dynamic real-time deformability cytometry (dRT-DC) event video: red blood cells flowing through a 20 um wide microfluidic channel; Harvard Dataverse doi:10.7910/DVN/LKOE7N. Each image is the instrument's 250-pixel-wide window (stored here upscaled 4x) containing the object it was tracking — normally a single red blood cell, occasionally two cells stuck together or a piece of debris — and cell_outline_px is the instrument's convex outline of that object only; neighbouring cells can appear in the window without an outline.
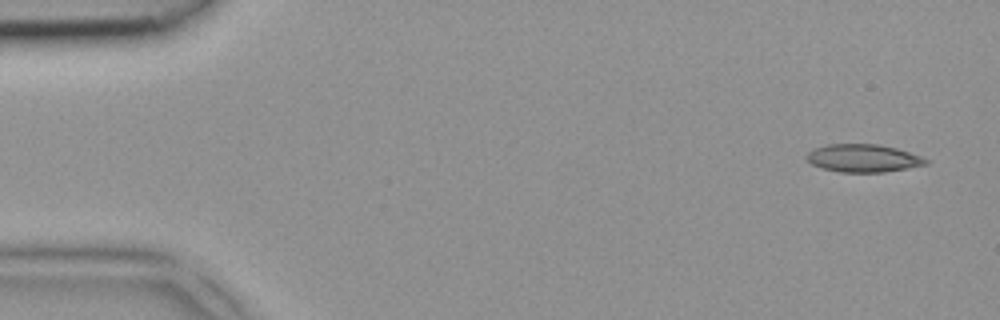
{"species": "common noctule bat (a hibernating species)", "species_latin": "Nyctalus noctula", "temperature_condition": "room temperature", "stored_images_in_passage": 3, "camera_frame_rate_fps": 3000, "um_per_image_px": 0.085, "animal": {"sex": "female", "body_mass_g": 18.4}, "frame": {"image": 1, "passage_image": 1, "time_ms": 0.0, "image_size_px": [1000, 320], "cell_outline_px": [[932, 160], [928, 164], [908, 168], [884, 172], [840, 172], [820, 168], [812, 164], [804, 156], [812, 148], [828, 144], [880, 144], [896, 148]], "centroid_in_image_um": [73.36, 13.44], "position_along_channel_um": 11.6, "area_um2": 19.54}}
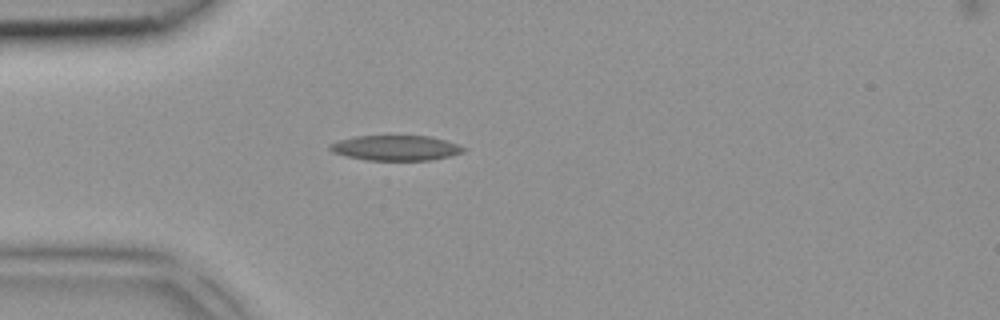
{"frame": {"image": 2, "passage_image": 3, "time_ms": 0.667, "image_size_px": [1000, 320], "cell_outline_px": [[468, 148], [464, 152], [432, 160], [368, 160], [348, 156], [332, 152], [328, 148], [328, 144], [336, 140], [356, 136], [428, 136], [460, 144]], "centroid_in_image_um": [33.64, 12.57], "position_along_channel_um": 51.4, "area_um2": 19.65}}